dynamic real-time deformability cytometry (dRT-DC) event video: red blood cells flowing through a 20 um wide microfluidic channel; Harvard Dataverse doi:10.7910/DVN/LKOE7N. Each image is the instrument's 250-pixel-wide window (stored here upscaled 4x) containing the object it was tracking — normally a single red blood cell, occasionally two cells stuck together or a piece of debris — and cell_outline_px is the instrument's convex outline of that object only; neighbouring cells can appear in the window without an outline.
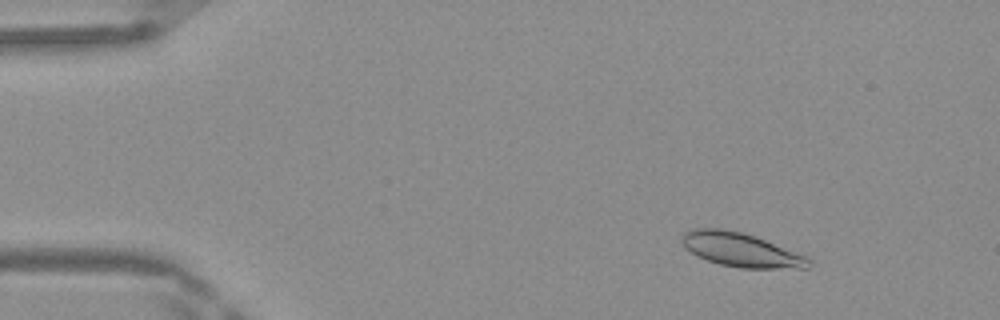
{"species": "Egyptian fruit bat (a non-hibernating species)", "species_latin": "Rousettus aegyptiacus", "temperature_condition": "warm", "stored_images_in_passage": 48, "camera_frame_rate_fps": 3000, "um_per_image_px": 0.085, "frame": {"image": 1, "passage_image": 6, "time_ms": 1.667, "image_size_px": [1000, 320], "cell_outline_px": [[812, 264], [808, 268], [740, 268], [720, 264], [696, 256], [684, 248], [680, 240], [684, 232], [692, 228], [720, 228], [740, 232], [756, 236], [808, 256], [812, 260]], "centroid_in_image_um": [62.98, 21.23], "position_along_channel_um": 22.0, "area_um2": 25.37}}
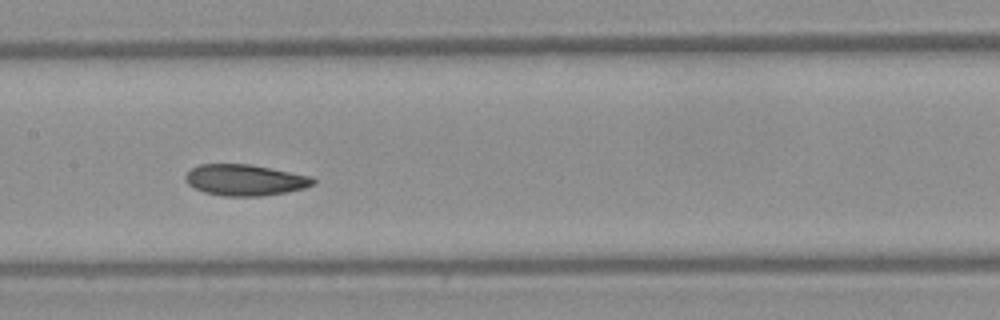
{"frame": {"image": 2, "passage_image": 24, "time_ms": 7.667, "image_size_px": [1000, 320], "cell_outline_px": [[316, 184], [304, 188], [284, 192], [260, 196], [224, 196], [204, 192], [188, 184], [184, 180], [184, 176], [192, 168], [200, 164], [252, 164], [312, 176], [316, 180]], "centroid_in_image_um": [20.84, 15.29], "position_along_channel_um": 186.6, "area_um2": 23.24}}
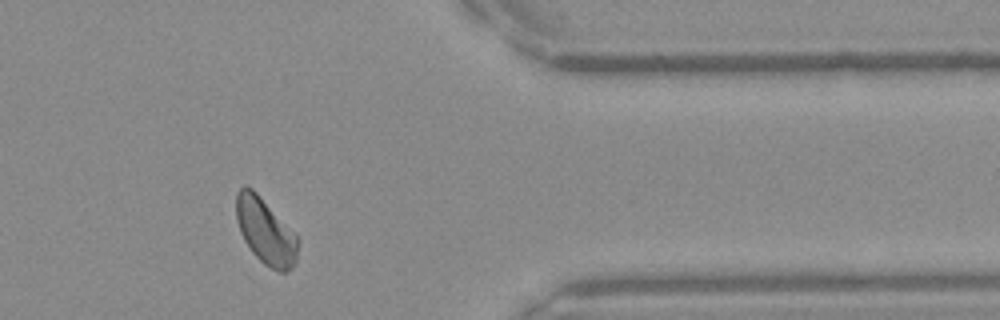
{"frame": {"image": 3, "passage_image": 40, "time_ms": 13.0, "image_size_px": [1000, 320], "cell_outline_px": [[300, 244], [296, 264], [292, 268], [284, 272], [280, 272], [264, 264], [252, 252], [244, 240], [240, 232], [236, 220], [236, 192], [244, 184], [252, 188], [256, 192], [300, 240]], "centroid_in_image_um": [22.57, 19.67], "position_along_channel_um": 388.8, "area_um2": 23.64}, "authors_computed_cell_mechanics": {"area_um2": 23.6691, "velocity_mm_per_s": 4.1517, "shape_relaxation_time_tau1_ms": 5.8699, "shape_relaxation_time_tau2_ms": 2.1962, "deformation_change_tau1": 0.1494, "deformation_change_tau2": 0.0588}}